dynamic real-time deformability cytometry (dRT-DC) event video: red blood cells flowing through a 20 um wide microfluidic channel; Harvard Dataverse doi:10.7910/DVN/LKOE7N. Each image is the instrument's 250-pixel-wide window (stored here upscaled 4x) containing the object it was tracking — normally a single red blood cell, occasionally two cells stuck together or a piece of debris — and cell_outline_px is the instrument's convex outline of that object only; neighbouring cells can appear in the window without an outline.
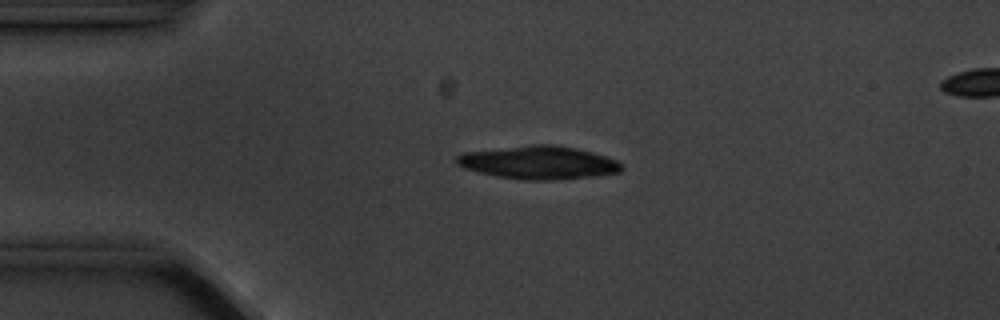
{"species": "common noctule bat (a hibernating species)", "species_latin": "Nyctalus noctula", "temperature_condition": "cold", "stored_images_in_passage": 5, "camera_frame_rate_fps": 3000, "um_per_image_px": 0.085, "animal": {"sex": "male", "body_mass_g": 20.1, "forearm_length_mm": 53.5}, "frame": {"image": 1, "passage_image": 3, "time_ms": 2.333, "image_size_px": [1000, 320], "cell_outline_px": [[624, 168], [620, 172], [592, 176], [552, 180], [524, 180], [496, 176], [464, 168], [456, 164], [456, 156], [464, 152], [528, 144], [560, 144], [592, 152], [616, 160]], "centroid_in_image_um": [45.76, 13.8], "position_along_channel_um": 39.2, "area_um2": 31.96}}